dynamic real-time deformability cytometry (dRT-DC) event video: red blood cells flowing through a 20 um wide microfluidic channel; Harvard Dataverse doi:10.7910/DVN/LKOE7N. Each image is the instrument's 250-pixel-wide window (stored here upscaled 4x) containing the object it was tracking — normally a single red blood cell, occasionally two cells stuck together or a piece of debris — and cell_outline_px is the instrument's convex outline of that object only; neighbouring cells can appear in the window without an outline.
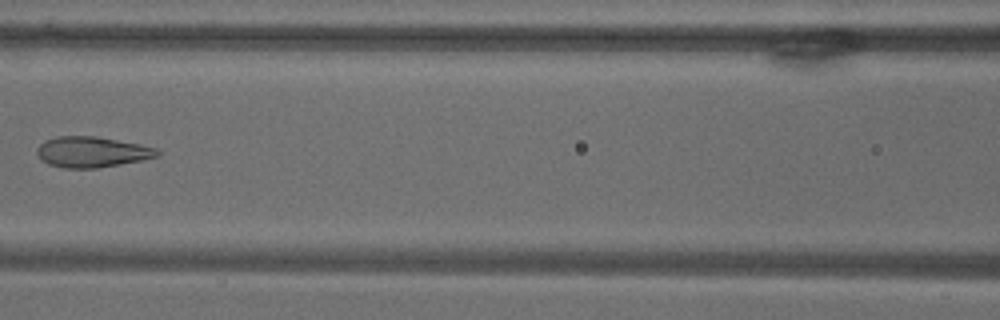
{"species": "common noctule bat (a hibernating species)", "species_latin": "Nyctalus noctula", "temperature_condition": "warm", "stored_images_in_passage": 11, "camera_frame_rate_fps": 3000, "um_per_image_px": 0.085, "animal": {"sex": "male", "body_mass_g": 18.8}, "frame": {"image": 1, "passage_image": 8, "time_ms": 10.667, "image_size_px": [1000, 320], "cell_outline_px": [[160, 156], [140, 160], [96, 168], [64, 168], [48, 164], [40, 160], [36, 152], [36, 148], [44, 140], [56, 136], [96, 136], [140, 144], [156, 148], [160, 152]], "centroid_in_image_um": [7.77, 12.91], "position_along_channel_um": 158.8, "area_um2": 21.56}}
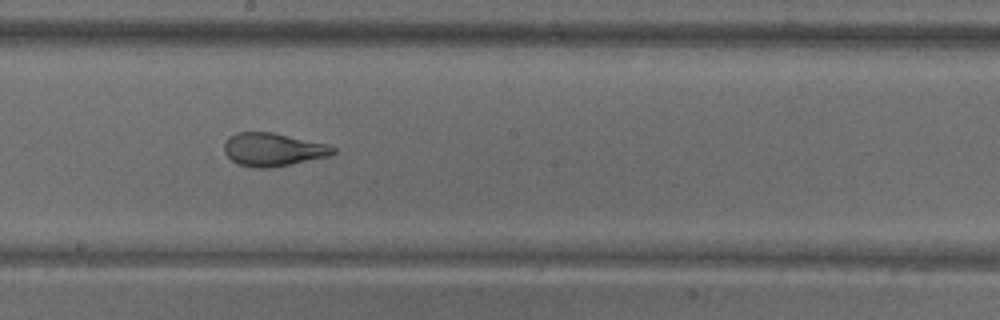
{"frame": {"image": 2, "passage_image": 10, "time_ms": 13.0, "image_size_px": [1000, 320], "cell_outline_px": [[336, 152], [332, 156], [268, 168], [256, 168], [240, 164], [232, 160], [224, 152], [224, 144], [228, 136], [236, 132], [272, 132], [328, 144], [336, 148]], "centroid_in_image_um": [23.23, 12.7], "position_along_channel_um": 225.0, "area_um2": 21.1}}
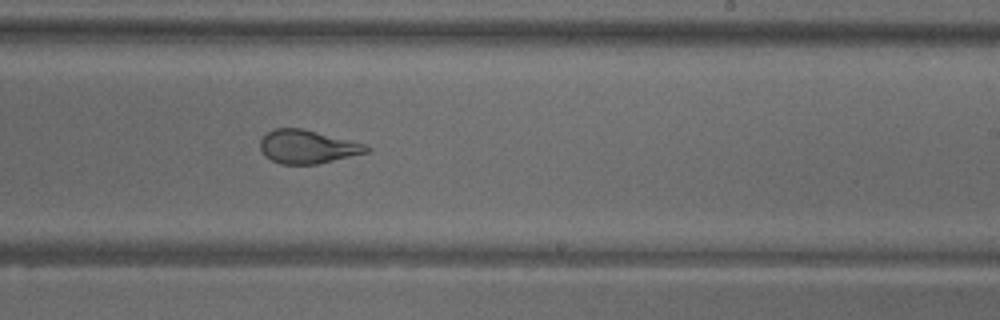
{"frame": {"image": 3, "passage_image": 11, "time_ms": 14.333, "image_size_px": [1000, 320], "cell_outline_px": [[372, 148], [368, 152], [316, 164], [280, 164], [264, 156], [260, 148], [260, 140], [272, 128], [300, 128], [368, 144]], "centroid_in_image_um": [26.14, 12.47], "position_along_channel_um": 262.9, "area_um2": 20.69}}